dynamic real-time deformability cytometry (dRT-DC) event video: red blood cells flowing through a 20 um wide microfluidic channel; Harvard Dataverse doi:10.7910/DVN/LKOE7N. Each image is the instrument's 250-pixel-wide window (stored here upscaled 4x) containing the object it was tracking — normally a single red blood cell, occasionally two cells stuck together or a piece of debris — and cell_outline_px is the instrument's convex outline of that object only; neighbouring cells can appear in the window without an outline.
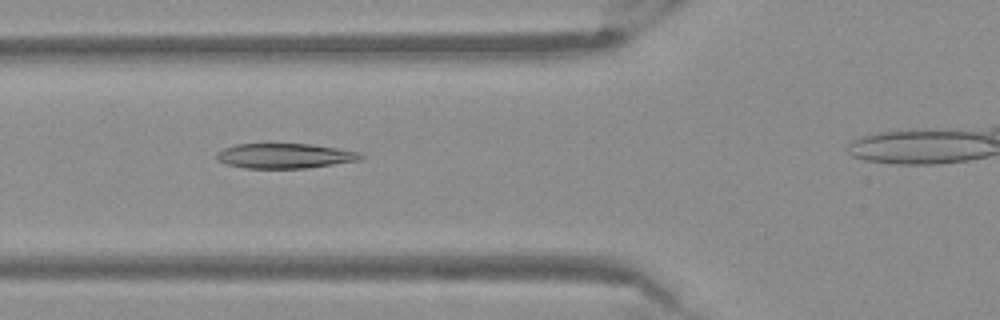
{"species": "Egyptian fruit bat (a non-hibernating species)", "species_latin": "Rousettus aegyptiacus", "temperature_condition": "warm", "stored_images_in_passage": 31, "camera_frame_rate_fps": 3000, "um_per_image_px": 0.085, "frame": {"image": 1, "passage_image": 5, "time_ms": 1.333, "image_size_px": [1000, 320], "cell_outline_px": [[364, 156], [360, 160], [308, 168], [244, 168], [228, 164], [216, 160], [216, 152], [224, 148], [236, 144], [312, 144], [336, 148], [356, 152]], "centroid_in_image_um": [24.16, 13.25], "position_along_channel_um": 101.6, "area_um2": 20.81}}
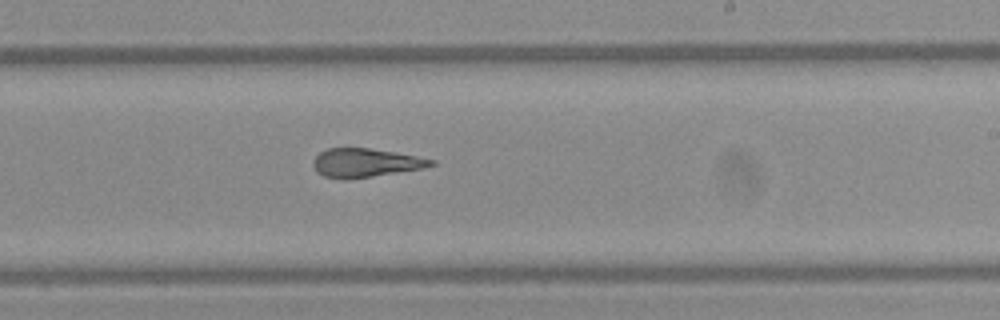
{"frame": {"image": 2, "passage_image": 17, "time_ms": 5.333, "image_size_px": [1000, 320], "cell_outline_px": [[436, 164], [420, 168], [372, 176], [344, 180], [324, 176], [316, 172], [312, 164], [316, 156], [320, 152], [328, 148], [368, 148], [396, 152], [436, 160]], "centroid_in_image_um": [31.02, 13.83], "position_along_channel_um": 258.0, "area_um2": 19.54}}
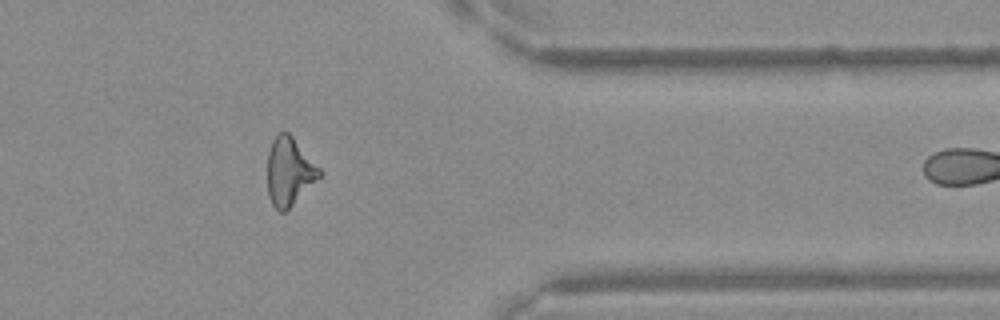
{"frame": {"image": 3, "passage_image": 28, "time_ms": 9.0, "image_size_px": [1000, 320], "cell_outline_px": [[320, 176], [284, 212], [280, 212], [272, 204], [268, 196], [268, 152], [272, 140], [280, 132], [288, 132], [292, 136], [320, 168]], "centroid_in_image_um": [24.56, 14.56], "position_along_channel_um": 386.8, "area_um2": 20.06}}